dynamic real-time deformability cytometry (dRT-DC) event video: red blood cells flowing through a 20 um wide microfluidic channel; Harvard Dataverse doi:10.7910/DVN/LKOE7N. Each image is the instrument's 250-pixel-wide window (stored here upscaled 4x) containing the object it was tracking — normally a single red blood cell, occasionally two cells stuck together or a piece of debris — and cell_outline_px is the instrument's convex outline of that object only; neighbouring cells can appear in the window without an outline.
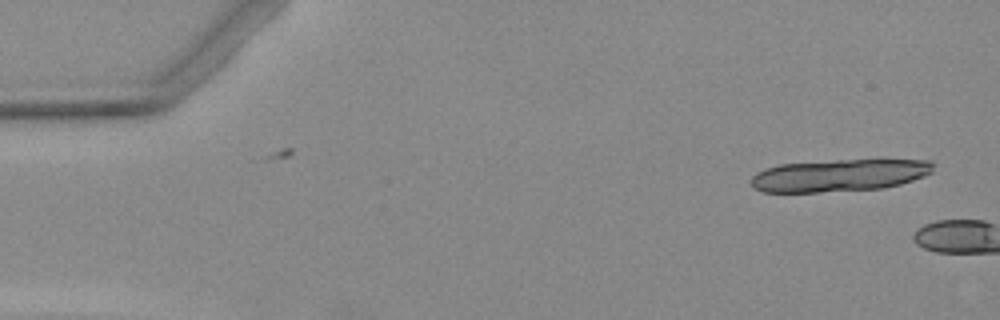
{"species": "Egyptian fruit bat (a non-hibernating species)", "species_latin": "Rousettus aegyptiacus", "temperature_condition": "warm", "stored_images_in_passage": 2, "camera_frame_rate_fps": 3000, "um_per_image_px": 0.085, "animal": {"sex": "female"}, "frame": {"image": 1, "passage_image": 1, "time_ms": 0.0, "image_size_px": [1000, 320], "cell_outline_px": [[932, 172], [924, 176], [900, 184], [884, 188], [820, 192], [764, 192], [756, 188], [752, 184], [752, 176], [756, 172], [764, 168], [780, 164], [836, 160], [932, 160]], "centroid_in_image_um": [71.32, 14.9], "position_along_channel_um": 13.7, "area_um2": 34.1}}